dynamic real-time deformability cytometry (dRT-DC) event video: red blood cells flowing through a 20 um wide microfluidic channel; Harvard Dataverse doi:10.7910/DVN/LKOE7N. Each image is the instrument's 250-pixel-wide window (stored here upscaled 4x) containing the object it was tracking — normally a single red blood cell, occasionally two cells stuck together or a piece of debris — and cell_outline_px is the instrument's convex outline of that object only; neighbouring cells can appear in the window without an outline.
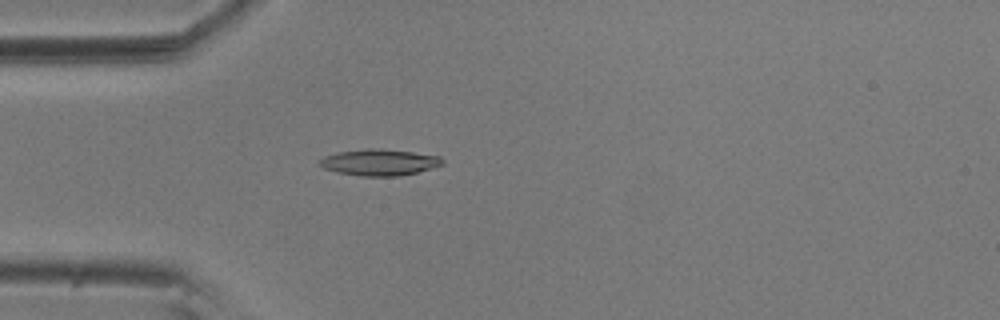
{"species": "common noctule bat (a hibernating species)", "species_latin": "Nyctalus noctula", "temperature_condition": "room temperature", "stored_images_in_passage": 47, "camera_frame_rate_fps": 3000, "um_per_image_px": 0.085, "animal": {"sex": "male", "body_mass_g": 20.5, "forearm_length_mm": 52.5}, "frame": {"image": 1, "passage_image": 7, "time_ms": 2.0, "image_size_px": [1000, 320], "cell_outline_px": [[444, 164], [432, 168], [400, 176], [360, 176], [336, 172], [324, 168], [320, 164], [320, 160], [324, 156], [340, 152], [368, 148], [372, 148], [412, 152], [440, 156], [444, 160]], "centroid_in_image_um": [32.27, 13.8], "position_along_channel_um": 52.7, "area_um2": 18.67}}
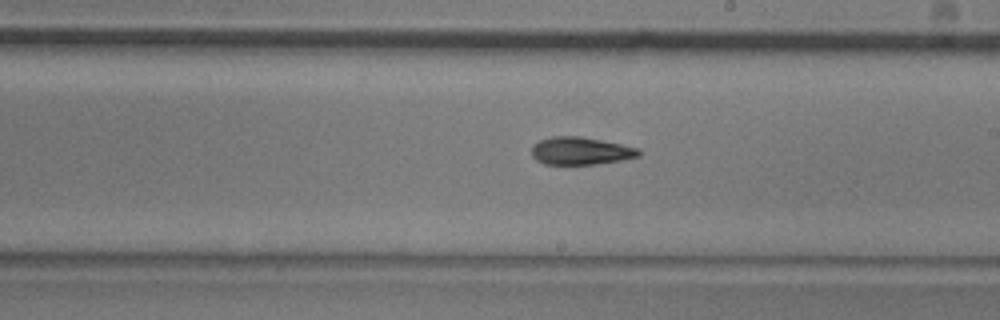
{"frame": {"image": 2, "passage_image": 23, "time_ms": 7.333, "image_size_px": [1000, 320], "cell_outline_px": [[640, 156], [624, 160], [596, 164], [544, 164], [536, 160], [532, 156], [532, 144], [540, 140], [552, 136], [580, 136], [640, 148]], "centroid_in_image_um": [49.35, 12.83], "position_along_channel_um": 239.6, "area_um2": 17.34}}
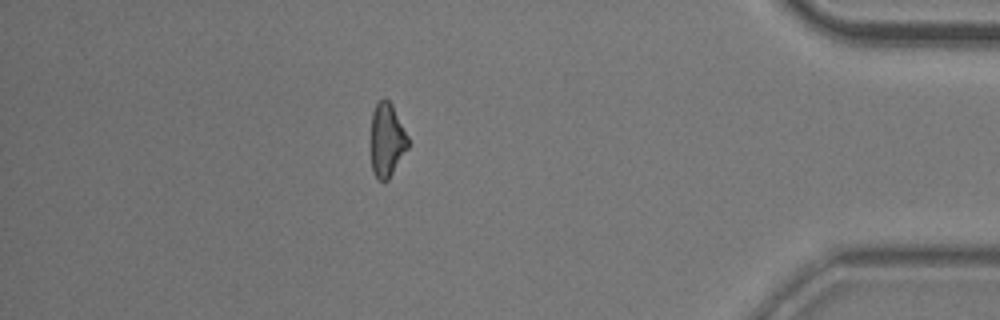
{"frame": {"image": 3, "passage_image": 40, "time_ms": 13.0, "image_size_px": [1000, 320], "cell_outline_px": [[408, 148], [388, 180], [380, 180], [372, 172], [372, 112], [376, 104], [384, 96], [392, 104], [408, 136]], "centroid_in_image_um": [32.9, 11.88], "position_along_channel_um": 402.3, "area_um2": 15.72}, "authors_computed_cell_mechanics": {"area_um2": 17.34, "velocity_mm_per_s": 3.6266, "shape_relaxation_time_tau1_ms": 7.1749, "shape_relaxation_time_tau2_ms": 10.4103, "deformation_change_tau1": 0.1667, "deformation_change_tau2": 0.2261}}